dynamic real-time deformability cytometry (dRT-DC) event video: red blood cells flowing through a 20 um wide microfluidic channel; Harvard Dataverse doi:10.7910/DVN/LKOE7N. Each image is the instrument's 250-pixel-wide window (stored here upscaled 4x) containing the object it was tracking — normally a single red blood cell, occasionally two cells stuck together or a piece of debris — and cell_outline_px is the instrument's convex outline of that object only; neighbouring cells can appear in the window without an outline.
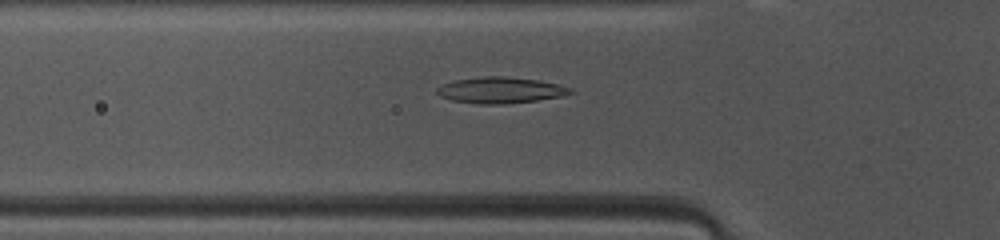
{"species": "common noctule bat (a hibernating species)", "species_latin": "Nyctalus noctula", "temperature_condition": "warm", "stored_images_in_passage": 35, "camera_frame_rate_fps": 3000, "um_per_image_px": 0.085, "animal": {"sex": "female", "body_mass_g": 10.0, "forearm_length_mm": 53.1}, "frame": {"image": 1, "passage_image": 7, "time_ms": 2.0, "image_size_px": [1000, 240], "cell_outline_px": [[576, 92], [560, 96], [536, 100], [504, 104], [480, 104], [452, 100], [440, 96], [436, 92], [436, 88], [444, 84], [456, 80], [484, 76], [504, 76], [540, 80], [572, 88]], "centroid_in_image_um": [42.55, 7.66], "position_along_channel_um": 83.2, "area_um2": 20.17}}
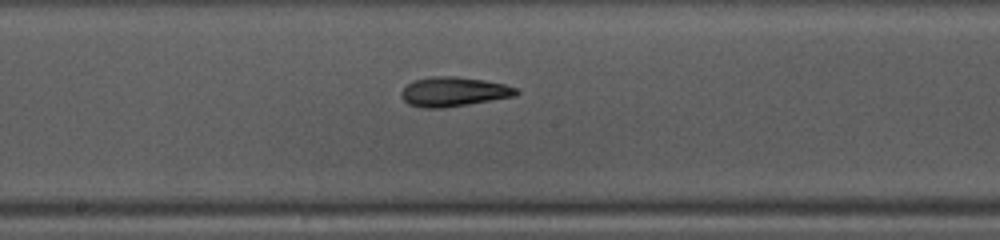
{"frame": {"image": 2, "passage_image": 16, "time_ms": 5.0, "image_size_px": [1000, 240], "cell_outline_px": [[520, 92], [512, 96], [468, 104], [444, 108], [424, 108], [408, 104], [404, 100], [400, 92], [412, 80], [428, 76], [456, 76], [484, 80], [504, 84], [520, 88]], "centroid_in_image_um": [38.54, 7.78], "position_along_channel_um": 209.7, "area_um2": 19.77}}
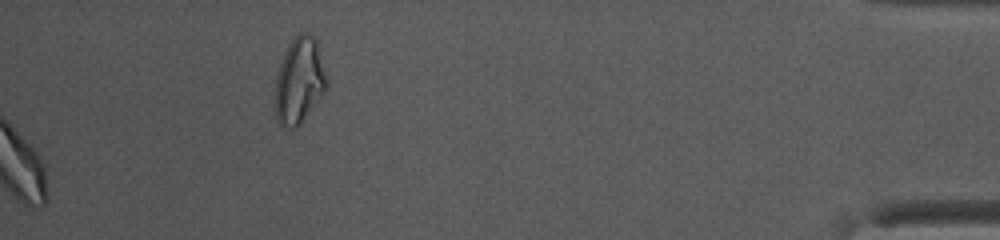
{"frame": {"image": 3, "passage_image": 35, "time_ms": 11.333, "image_size_px": [1000, 240], "cell_outline_px": [[328, 84], [324, 92], [300, 124], [296, 128], [288, 128], [280, 124], [276, 120], [276, 76], [280, 60], [292, 36], [300, 32], [304, 32], [312, 36], [316, 40], [328, 76]], "centroid_in_image_um": [25.45, 6.81], "position_along_channel_um": 409.8, "area_um2": 26.01}, "authors_computed_cell_mechanics": {"area_um2": 19.8254, "velocity_mm_per_s": 4.1733, "shape_relaxation_time_tau1_ms": 6.8442, "shape_relaxation_time_tau2_ms": 4.1831, "deformation_change_tau1": 0.2205, "deformation_change_tau2": 0.0714}}